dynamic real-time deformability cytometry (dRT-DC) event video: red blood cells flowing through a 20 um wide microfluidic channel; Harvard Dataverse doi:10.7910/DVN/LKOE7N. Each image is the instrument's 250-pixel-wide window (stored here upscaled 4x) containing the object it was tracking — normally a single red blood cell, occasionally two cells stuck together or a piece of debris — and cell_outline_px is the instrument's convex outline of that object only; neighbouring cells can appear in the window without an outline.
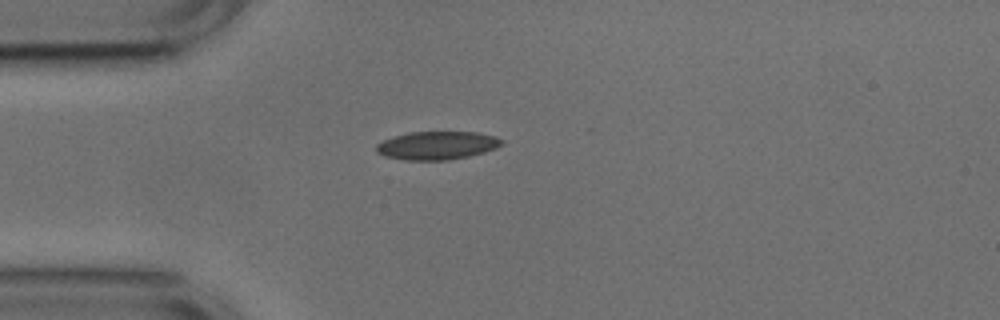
{"species": "common noctule bat (a hibernating species)", "species_latin": "Nyctalus noctula", "temperature_condition": "cold", "stored_images_in_passage": 33, "camera_frame_rate_fps": 3000, "um_per_image_px": 0.085, "animal": {"sex": "male", "body_mass_g": 17.9, "forearm_length_mm": 54.2}, "frame": {"image": 1, "passage_image": 1, "time_ms": 0.0, "image_size_px": [1000, 320], "cell_outline_px": [[504, 144], [496, 148], [484, 152], [468, 156], [448, 160], [404, 160], [384, 156], [376, 152], [376, 144], [384, 140], [408, 132], [476, 132], [496, 136], [504, 140]], "centroid_in_image_um": [37.17, 12.36], "position_along_channel_um": 47.8, "area_um2": 20.69}}
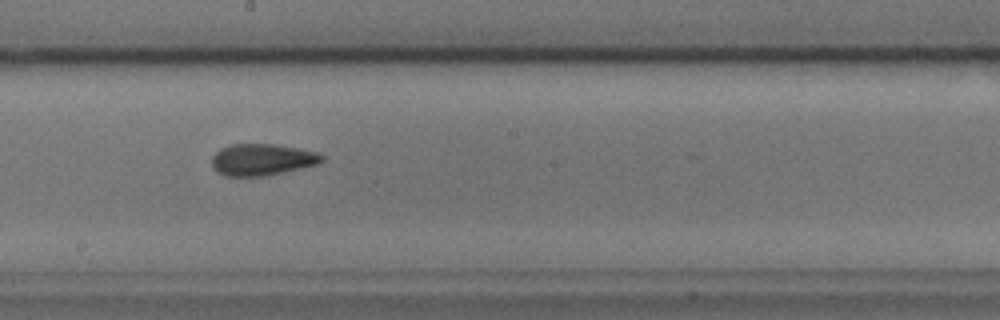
{"frame": {"image": 2, "passage_image": 16, "time_ms": 5.0, "image_size_px": [1000, 320], "cell_outline_px": [[324, 160], [320, 164], [264, 176], [224, 176], [216, 172], [212, 164], [212, 156], [220, 148], [232, 144], [272, 144], [296, 148], [316, 152], [324, 156]], "centroid_in_image_um": [22.26, 13.57], "position_along_channel_um": 225.9, "area_um2": 20.29}, "authors_computed_cell_mechanics": {"area_um2": 19.7098, "velocity_mm_per_s": 3.7754, "shape_relaxation_time_tau1_ms": 7.7227, "shape_relaxation_time_tau2_ms": 2.1849, "deformation_change_tau1": 0.1697, "deformation_change_tau2": 0.0845}}